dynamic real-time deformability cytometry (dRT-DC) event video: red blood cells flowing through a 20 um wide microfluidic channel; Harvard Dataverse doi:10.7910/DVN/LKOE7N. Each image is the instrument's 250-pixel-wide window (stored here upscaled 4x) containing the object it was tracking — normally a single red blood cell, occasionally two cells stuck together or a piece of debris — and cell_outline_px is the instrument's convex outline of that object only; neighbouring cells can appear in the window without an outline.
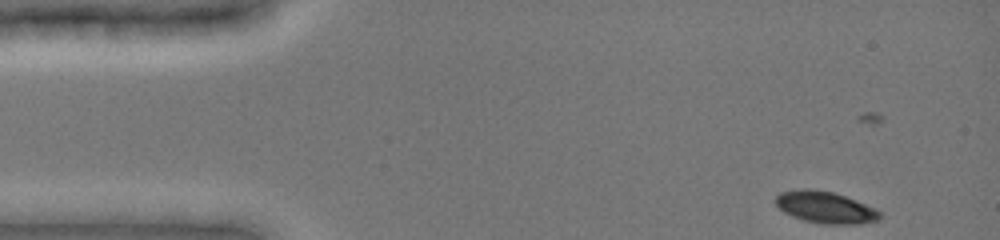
{"species": "common noctule bat (a hibernating species)", "species_latin": "Nyctalus noctula", "temperature_condition": "cold", "stored_images_in_passage": 16, "camera_frame_rate_fps": 3000, "um_per_image_px": 0.085, "animal": {"sex": "female", "body_mass_g": 19.0, "forearm_length_mm": 51.5}, "frame": {"image": 1, "passage_image": 1, "time_ms": 0.0, "image_size_px": [1000, 240], "cell_outline_px": [[880, 220], [860, 224], [824, 224], [804, 220], [792, 216], [784, 212], [776, 204], [776, 196], [780, 192], [800, 188], [812, 188], [832, 192], [844, 196], [876, 208], [880, 212]], "centroid_in_image_um": [70.16, 17.62], "position_along_channel_um": 14.8, "area_um2": 19.31}}